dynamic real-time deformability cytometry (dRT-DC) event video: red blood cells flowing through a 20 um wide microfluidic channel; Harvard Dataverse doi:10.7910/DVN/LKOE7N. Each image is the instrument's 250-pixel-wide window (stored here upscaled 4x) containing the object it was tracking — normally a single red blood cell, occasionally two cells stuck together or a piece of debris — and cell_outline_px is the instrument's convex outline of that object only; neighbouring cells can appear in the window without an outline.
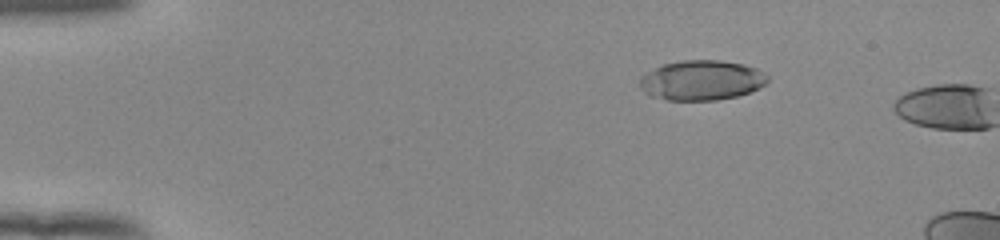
{"species": "human", "species_latin": "Homo sapiens", "temperature_condition": "room temperature", "stored_images_in_passage": 12, "camera_frame_rate_fps": 3000, "um_per_image_px": 0.085, "donor": {"sex": "female"}, "frame": {"image": 1, "passage_image": 9, "time_ms": 2.667, "image_size_px": [1000, 240], "cell_outline_px": [[768, 80], [760, 88], [736, 96], [716, 100], [668, 100], [648, 96], [640, 88], [640, 76], [664, 64], [684, 60], [716, 60], [744, 64], [756, 68], [768, 76]], "centroid_in_image_um": [59.62, 6.83], "position_along_channel_um": 25.4, "area_um2": 29.65}}